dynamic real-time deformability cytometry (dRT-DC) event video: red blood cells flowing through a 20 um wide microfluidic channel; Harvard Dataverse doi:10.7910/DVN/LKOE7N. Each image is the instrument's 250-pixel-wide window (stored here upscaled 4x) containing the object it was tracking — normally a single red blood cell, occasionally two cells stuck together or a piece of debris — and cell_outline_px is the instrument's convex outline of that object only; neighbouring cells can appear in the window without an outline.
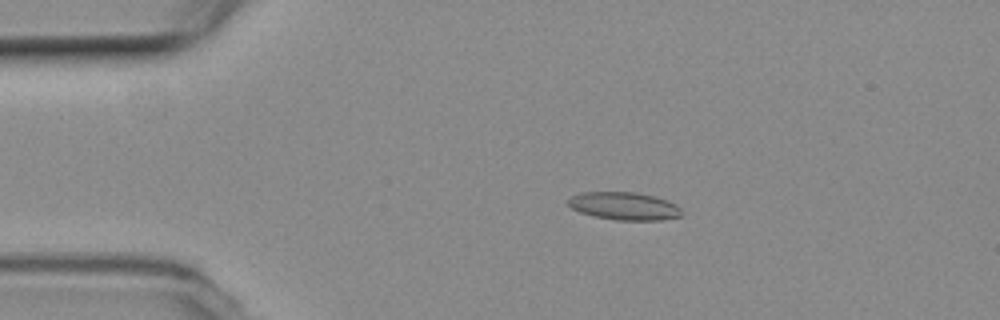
{"species": "common noctule bat (a hibernating species)", "species_latin": "Nyctalus noctula", "temperature_condition": "room temperature", "stored_images_in_passage": 21, "camera_frame_rate_fps": 3000, "um_per_image_px": 0.085, "animal": {"sex": "female", "body_mass_g": 19.3, "forearm_length_mm": 54.1}, "frame": {"image": 1, "passage_image": 11, "time_ms": 3.333, "image_size_px": [1000, 320], "cell_outline_px": [[684, 212], [680, 216], [664, 220], [616, 220], [592, 216], [580, 212], [572, 208], [564, 200], [580, 192], [636, 192], [656, 196], [668, 200], [676, 204]], "centroid_in_image_um": [53.06, 17.51], "position_along_channel_um": 31.9, "area_um2": 18.73}}
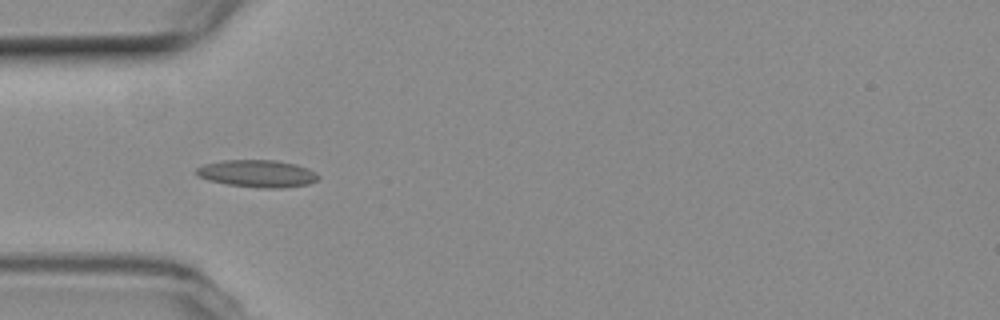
{"frame": {"image": 2, "passage_image": 17, "time_ms": 5.333, "image_size_px": [1000, 320], "cell_outline_px": [[320, 180], [308, 184], [280, 188], [256, 188], [228, 184], [208, 180], [196, 176], [196, 168], [204, 164], [224, 160], [276, 160], [296, 164], [308, 168], [320, 176]], "centroid_in_image_um": [21.89, 14.75], "position_along_channel_um": 63.1, "area_um2": 19.54}}
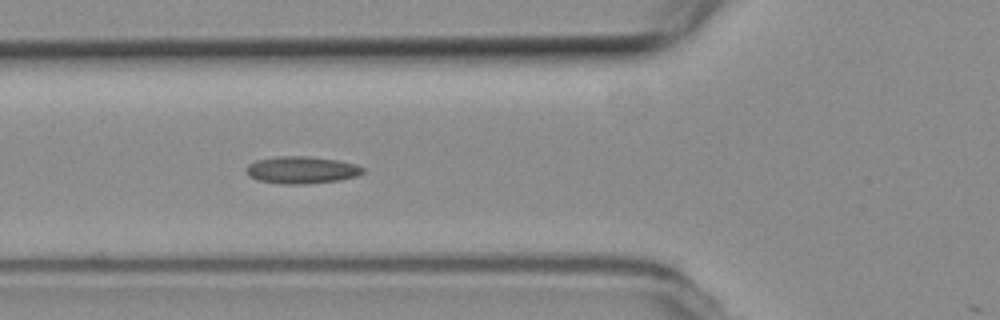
{"frame": {"image": 3, "passage_image": 20, "time_ms": 6.333, "image_size_px": [1000, 320], "cell_outline_px": [[364, 172], [356, 176], [340, 180], [308, 184], [280, 184], [256, 180], [248, 176], [244, 172], [244, 168], [248, 164], [256, 160], [280, 156], [308, 156], [340, 160], [356, 164], [364, 168]], "centroid_in_image_um": [25.6, 14.45], "position_along_channel_um": 100.2, "area_um2": 18.84}}